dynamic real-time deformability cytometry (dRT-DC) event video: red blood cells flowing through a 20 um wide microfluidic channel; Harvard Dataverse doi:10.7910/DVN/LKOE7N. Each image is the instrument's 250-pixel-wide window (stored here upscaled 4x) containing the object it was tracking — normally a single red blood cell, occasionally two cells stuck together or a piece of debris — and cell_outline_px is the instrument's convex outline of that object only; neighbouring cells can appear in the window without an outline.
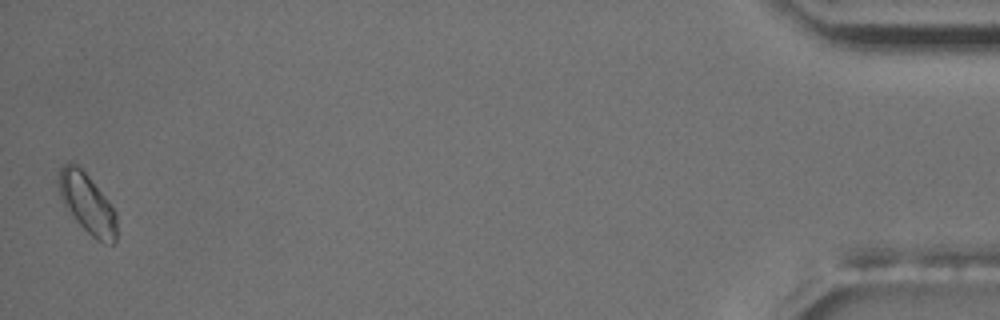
{"species": "common noctule bat (a hibernating species)", "species_latin": "Nyctalus noctula", "temperature_condition": "room temperature", "stored_images_in_passage": 46, "camera_frame_rate_fps": 3000, "um_per_image_px": 0.085, "animal": {"sex": "male", "body_mass_g": 17.5, "forearm_length_mm": 52.3}, "frame": {"image": 1, "passage_image": 46, "time_ms": 15.0, "image_size_px": [1000, 320], "cell_outline_px": [[116, 244], [104, 244], [96, 240], [64, 208], [60, 196], [60, 168], [64, 164], [72, 160], [88, 176], [104, 196], [116, 212]], "centroid_in_image_um": [7.42, 17.33], "position_along_channel_um": 427.8, "area_um2": 20.0}}